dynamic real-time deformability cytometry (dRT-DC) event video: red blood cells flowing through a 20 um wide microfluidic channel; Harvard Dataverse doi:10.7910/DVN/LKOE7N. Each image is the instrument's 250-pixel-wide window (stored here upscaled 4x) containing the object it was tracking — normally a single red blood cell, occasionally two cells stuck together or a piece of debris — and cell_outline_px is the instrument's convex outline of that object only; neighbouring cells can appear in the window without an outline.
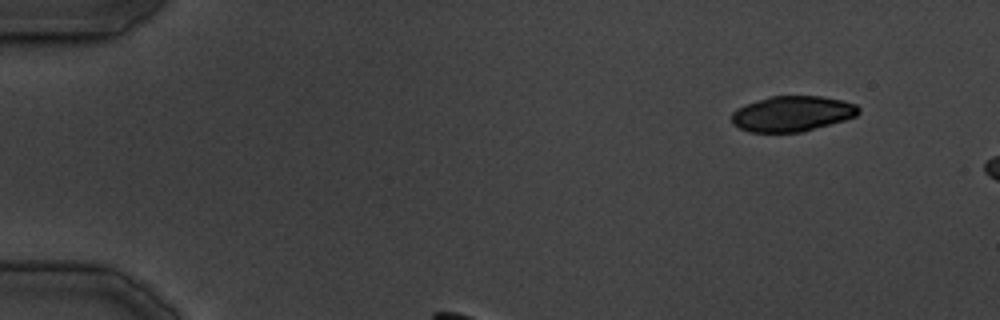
{"species": "common noctule bat (a hibernating species)", "species_latin": "Nyctalus noctula", "temperature_condition": "cold", "stored_images_in_passage": 6, "camera_frame_rate_fps": 3000, "um_per_image_px": 0.085, "animal": {"sex": "male", "body_mass_g": 19.5, "forearm_length_mm": 54.6}, "frame": {"image": 1, "passage_image": 1, "time_ms": 0.0, "image_size_px": [1000, 320], "cell_outline_px": [[860, 112], [856, 116], [844, 120], [804, 132], [748, 132], [732, 124], [732, 112], [736, 108], [744, 104], [772, 96], [820, 96], [844, 100], [856, 104], [860, 108]], "centroid_in_image_um": [67.34, 9.67], "position_along_channel_um": 17.7, "area_um2": 26.41}}